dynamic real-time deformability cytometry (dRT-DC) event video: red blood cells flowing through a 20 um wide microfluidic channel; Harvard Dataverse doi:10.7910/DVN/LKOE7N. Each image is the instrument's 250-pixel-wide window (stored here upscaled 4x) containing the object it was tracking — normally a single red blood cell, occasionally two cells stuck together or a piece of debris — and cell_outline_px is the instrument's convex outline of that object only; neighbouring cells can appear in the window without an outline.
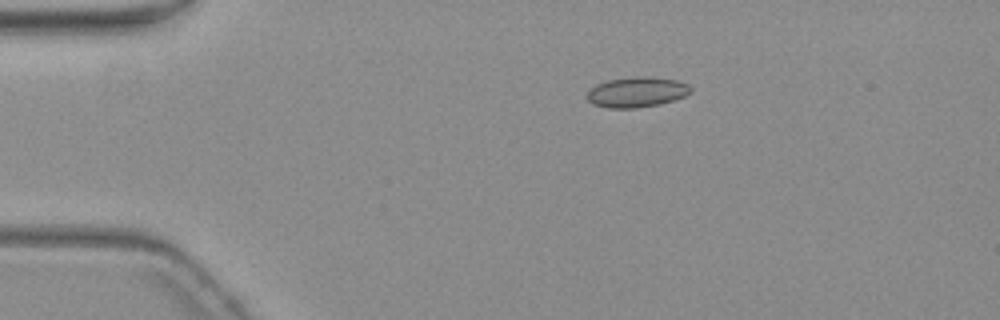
{"species": "common noctule bat (a hibernating species)", "species_latin": "Nyctalus noctula", "temperature_condition": "warm", "stored_images_in_passage": 2, "camera_frame_rate_fps": 3000, "um_per_image_px": 0.085, "animal": {"sex": "female", "body_mass_g": 19.3, "forearm_length_mm": 54.1}, "frame": {"image": 1, "passage_image": 1, "time_ms": 0.0, "image_size_px": [1000, 320], "cell_outline_px": [[692, 92], [684, 96], [660, 104], [636, 108], [608, 108], [592, 104], [588, 100], [588, 92], [596, 84], [608, 80], [636, 76], [644, 76], [676, 80], [688, 84], [692, 88]], "centroid_in_image_um": [54.13, 7.83], "position_along_channel_um": 30.9, "area_um2": 18.21}}